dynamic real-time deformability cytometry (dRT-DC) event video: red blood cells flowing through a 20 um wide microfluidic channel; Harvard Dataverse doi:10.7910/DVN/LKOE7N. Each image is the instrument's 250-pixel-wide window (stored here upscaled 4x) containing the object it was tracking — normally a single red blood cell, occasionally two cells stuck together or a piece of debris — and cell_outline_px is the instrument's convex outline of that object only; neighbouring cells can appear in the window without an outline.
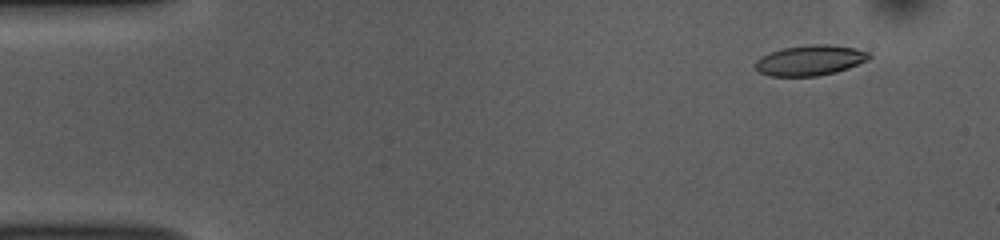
{"species": "common noctule bat (a hibernating species)", "species_latin": "Nyctalus noctula", "temperature_condition": "room temperature", "stored_images_in_passage": 53, "camera_frame_rate_fps": 3000, "um_per_image_px": 0.085, "animal": {"sex": "female", "body_mass_g": 10.0, "forearm_length_mm": 53.1}, "frame": {"image": 1, "passage_image": 5, "time_ms": 1.333, "image_size_px": [1000, 240], "cell_outline_px": [[872, 56], [868, 60], [848, 68], [836, 72], [820, 76], [768, 76], [760, 72], [756, 68], [756, 60], [760, 56], [784, 48], [808, 44], [828, 44], [856, 48], [872, 52]], "centroid_in_image_um": [68.91, 5.12], "position_along_channel_um": 16.1, "area_um2": 20.29}}
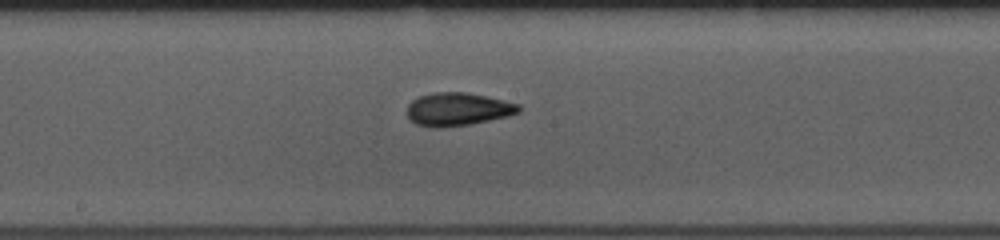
{"frame": {"image": 2, "passage_image": 28, "time_ms": 9.0, "image_size_px": [1000, 240], "cell_outline_px": [[520, 112], [508, 116], [468, 124], [440, 128], [432, 128], [416, 124], [408, 116], [408, 104], [412, 100], [420, 96], [432, 92], [464, 92], [504, 100], [520, 104]], "centroid_in_image_um": [38.9, 9.28], "position_along_channel_um": 209.3, "area_um2": 21.39}}
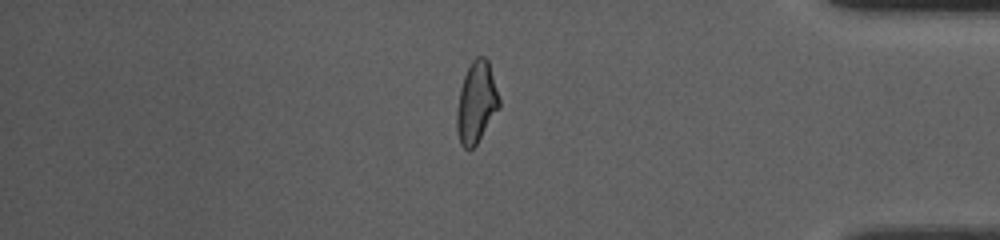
{"frame": {"image": 3, "passage_image": 45, "time_ms": 14.667, "image_size_px": [1000, 240], "cell_outline_px": [[500, 108], [476, 144], [468, 152], [460, 144], [456, 128], [456, 112], [460, 88], [464, 76], [472, 60], [476, 56], [484, 56], [488, 60], [500, 100]], "centroid_in_image_um": [40.48, 8.73], "position_along_channel_um": 394.7, "area_um2": 20.17}, "authors_computed_cell_mechanics": {"area_um2": 20.6346, "velocity_mm_per_s": 3.7804, "shape_relaxation_time_tau1_ms": 4.838, "shape_relaxation_time_tau2_ms": 2.4646, "deformation_change_tau1": 0.1513, "deformation_change_tau2": 0.0906}}